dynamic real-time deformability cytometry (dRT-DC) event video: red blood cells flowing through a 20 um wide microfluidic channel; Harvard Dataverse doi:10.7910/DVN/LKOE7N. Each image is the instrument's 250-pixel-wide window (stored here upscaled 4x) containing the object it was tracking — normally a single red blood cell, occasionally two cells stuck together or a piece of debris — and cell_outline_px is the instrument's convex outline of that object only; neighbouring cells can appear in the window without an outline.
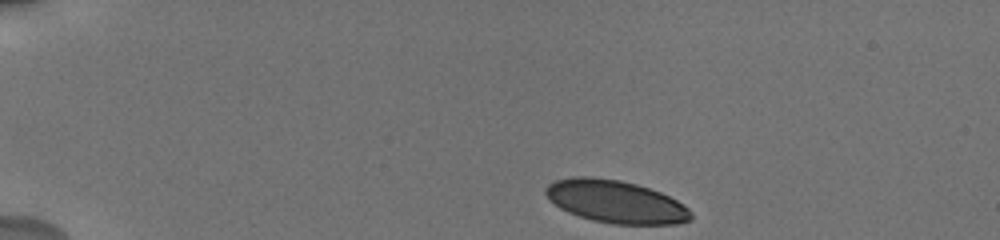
{"species": "human", "species_latin": "Homo sapiens", "temperature_condition": "cold", "stored_images_in_passage": 37, "camera_frame_rate_fps": 3000, "um_per_image_px": 0.085, "donor": {"sex": "male"}, "frame": {"image": 1, "passage_image": 1, "time_ms": 0.0, "image_size_px": [1000, 240], "cell_outline_px": [[692, 220], [676, 224], [616, 224], [592, 220], [568, 212], [560, 208], [544, 192], [544, 188], [548, 184], [556, 180], [572, 176], [588, 176], [620, 180], [636, 184], [660, 192], [684, 204], [692, 212]], "centroid_in_image_um": [52.35, 17.13], "position_along_channel_um": 32.7, "area_um2": 36.01}}
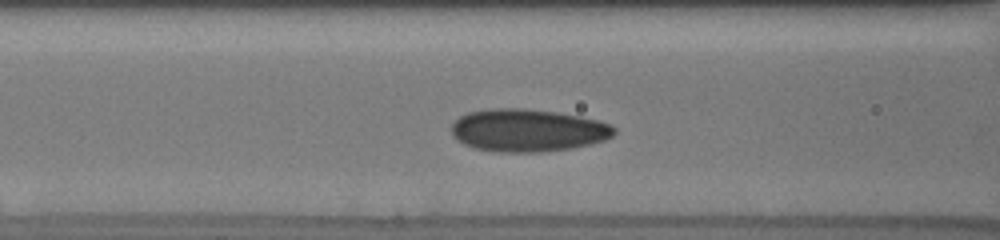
{"frame": {"image": 2, "passage_image": 10, "time_ms": 4.667, "image_size_px": [1000, 240], "cell_outline_px": [[616, 132], [612, 136], [604, 140], [572, 148], [540, 152], [496, 152], [476, 148], [464, 144], [452, 136], [452, 124], [460, 116], [468, 112], [492, 108], [524, 108], [556, 112], [580, 116], [612, 124], [616, 128]], "centroid_in_image_um": [44.86, 11.07], "position_along_channel_um": 121.7, "area_um2": 40.46}}
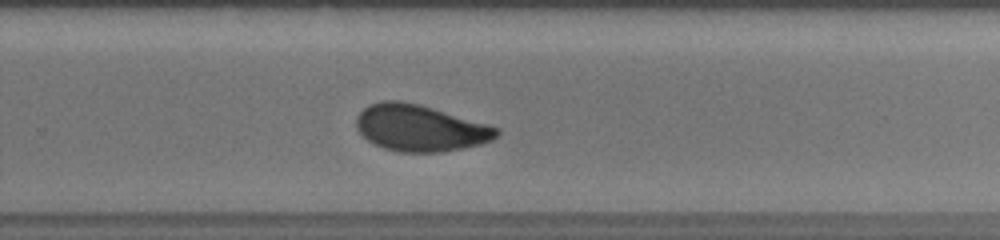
{"frame": {"image": 3, "passage_image": 22, "time_ms": 9.333, "image_size_px": [1000, 240], "cell_outline_px": [[500, 132], [492, 140], [480, 144], [440, 152], [396, 152], [384, 148], [368, 140], [356, 128], [356, 116], [368, 104], [384, 100], [400, 100], [420, 104], [488, 124], [500, 128]], "centroid_in_image_um": [35.69, 10.87], "position_along_channel_um": 294.1, "area_um2": 37.97}, "authors_computed_cell_mechanics": {"area_um2": 37.7434, "velocity_mm_per_s": 3.7027, "shape_relaxation_time_tau1_ms": 4.2217, "shape_relaxation_time_tau2_ms": 1.0991, "deformation_change_tau1": 0.1131, "deformation_change_tau2": 0.047}}